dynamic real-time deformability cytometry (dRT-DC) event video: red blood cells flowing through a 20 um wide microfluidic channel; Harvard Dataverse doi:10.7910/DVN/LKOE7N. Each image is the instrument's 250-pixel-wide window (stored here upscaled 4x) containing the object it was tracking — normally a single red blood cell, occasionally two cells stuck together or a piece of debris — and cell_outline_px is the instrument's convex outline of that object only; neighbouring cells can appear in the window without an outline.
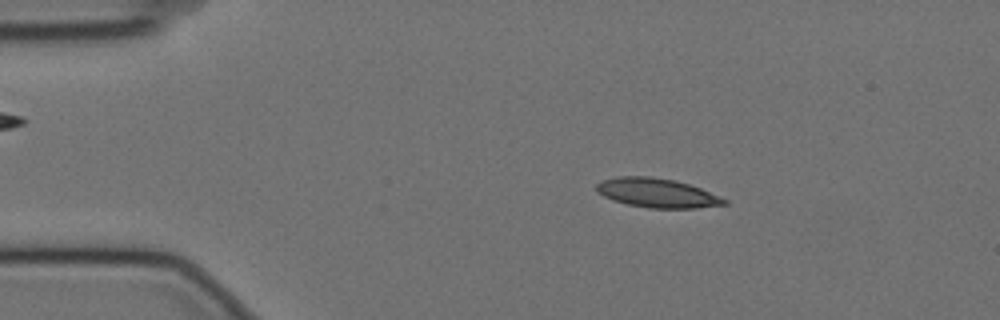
{"species": "Egyptian fruit bat (a non-hibernating species)", "species_latin": "Rousettus aegyptiacus", "temperature_condition": "cold", "stored_images_in_passage": 56, "camera_frame_rate_fps": 3000, "um_per_image_px": 0.085, "animal": {"sex": "female"}, "frame": {"image": 1, "passage_image": 9, "time_ms": 2.667, "image_size_px": [1000, 320], "cell_outline_px": [[728, 204], [696, 208], [648, 208], [628, 204], [612, 200], [596, 192], [596, 184], [604, 180], [620, 176], [652, 176], [676, 180], [700, 188], [728, 200]], "centroid_in_image_um": [55.85, 16.4], "position_along_channel_um": 29.2, "area_um2": 21.73}}
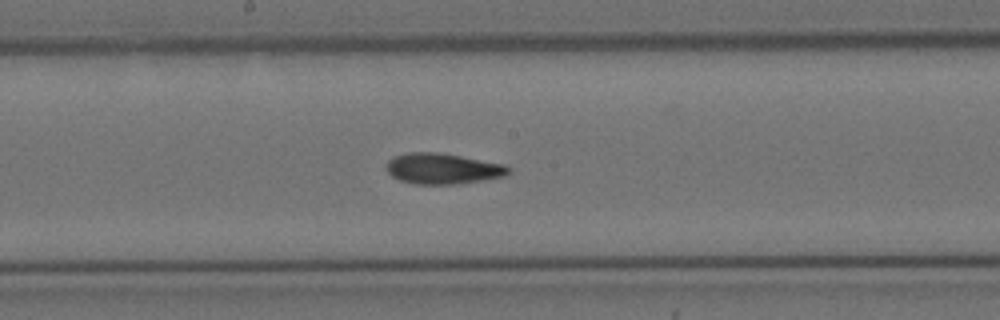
{"frame": {"image": 2, "passage_image": 29, "time_ms": 9.333, "image_size_px": [1000, 320], "cell_outline_px": [[512, 172], [504, 176], [484, 180], [460, 184], [416, 184], [400, 180], [392, 176], [384, 168], [388, 160], [396, 156], [408, 152], [436, 152], [460, 156], [504, 164], [512, 168]], "centroid_in_image_um": [37.65, 14.34], "position_along_channel_um": 210.6, "area_um2": 21.96}}
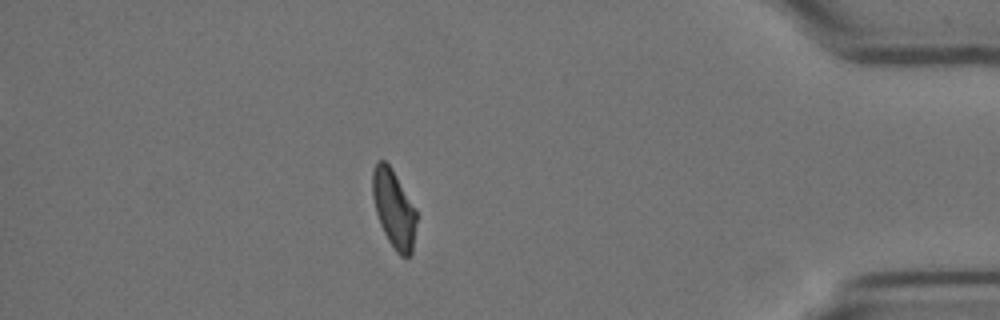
{"frame": {"image": 3, "passage_image": 49, "time_ms": 16.0, "image_size_px": [1000, 320], "cell_outline_px": [[416, 220], [412, 252], [408, 256], [400, 256], [396, 252], [388, 240], [380, 224], [376, 212], [372, 196], [372, 168], [376, 160], [384, 160], [392, 168], [416, 208]], "centroid_in_image_um": [33.46, 17.7], "position_along_channel_um": 401.7, "area_um2": 20.06}, "authors_computed_cell_mechanics": {"area_um2": 21.4438, "velocity_mm_per_s": 3.5, "shape_relaxation_time_tau1_ms": null, "shape_relaxation_time_tau2_ms": 5.5312, "deformation_change_tau1": null, "deformation_change_tau2": 0.1194}}